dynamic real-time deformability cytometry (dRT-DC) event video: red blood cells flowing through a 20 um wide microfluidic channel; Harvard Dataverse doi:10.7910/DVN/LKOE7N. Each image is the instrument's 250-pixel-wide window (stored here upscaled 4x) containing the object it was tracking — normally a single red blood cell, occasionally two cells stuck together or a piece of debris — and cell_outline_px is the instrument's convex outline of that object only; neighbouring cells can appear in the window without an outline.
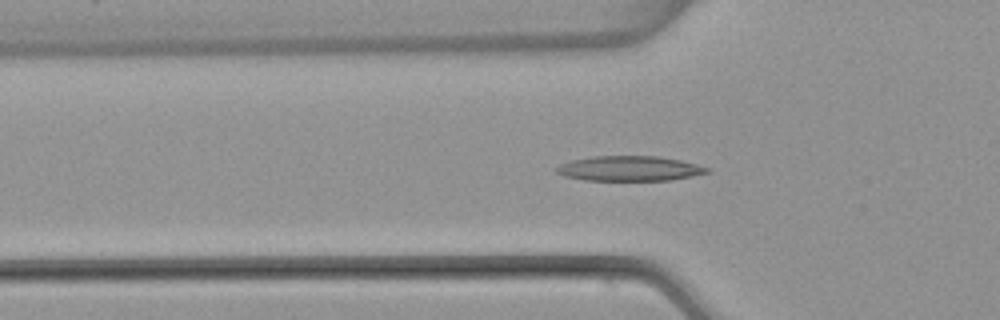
{"species": "common noctule bat (a hibernating species)", "species_latin": "Nyctalus noctula", "temperature_condition": "warm", "stored_images_in_passage": 54, "camera_frame_rate_fps": 3000, "um_per_image_px": 0.085, "animal": {"sex": "female", "body_mass_g": 22.7, "forearm_length_mm": 54.2}, "frame": {"image": 1, "passage_image": 18, "time_ms": 5.667, "image_size_px": [1000, 320], "cell_outline_px": [[712, 172], [672, 180], [584, 180], [564, 176], [556, 172], [552, 168], [560, 164], [572, 160], [592, 156], [656, 156], [680, 160], [712, 168]], "centroid_in_image_um": [53.51, 14.32], "position_along_channel_um": 72.3, "area_um2": 22.08}}
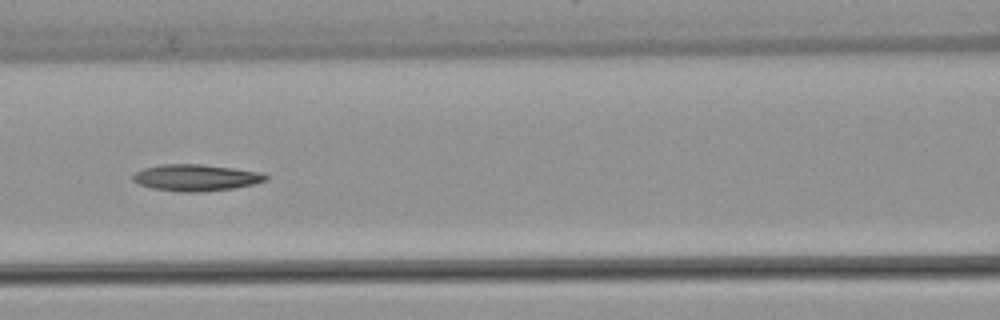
{"frame": {"image": 2, "passage_image": 24, "time_ms": 7.667, "image_size_px": [1000, 320], "cell_outline_px": [[268, 180], [256, 184], [232, 188], [200, 192], [176, 192], [152, 188], [140, 184], [132, 180], [132, 176], [136, 172], [144, 168], [160, 164], [200, 164], [264, 172], [268, 176]], "centroid_in_image_um": [16.68, 15.1], "position_along_channel_um": 149.9, "area_um2": 20.69}}
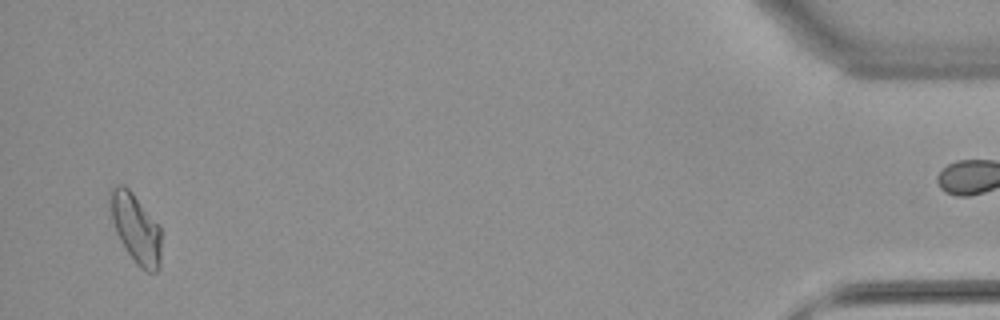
{"frame": {"image": 3, "passage_image": 52, "time_ms": 17.0, "image_size_px": [1000, 320], "cell_outline_px": [[160, 268], [156, 272], [148, 272], [136, 264], [120, 240], [116, 232], [112, 220], [108, 192], [116, 184], [124, 184], [132, 192], [160, 224]], "centroid_in_image_um": [11.54, 19.37], "position_along_channel_um": 423.7, "area_um2": 20.75}}